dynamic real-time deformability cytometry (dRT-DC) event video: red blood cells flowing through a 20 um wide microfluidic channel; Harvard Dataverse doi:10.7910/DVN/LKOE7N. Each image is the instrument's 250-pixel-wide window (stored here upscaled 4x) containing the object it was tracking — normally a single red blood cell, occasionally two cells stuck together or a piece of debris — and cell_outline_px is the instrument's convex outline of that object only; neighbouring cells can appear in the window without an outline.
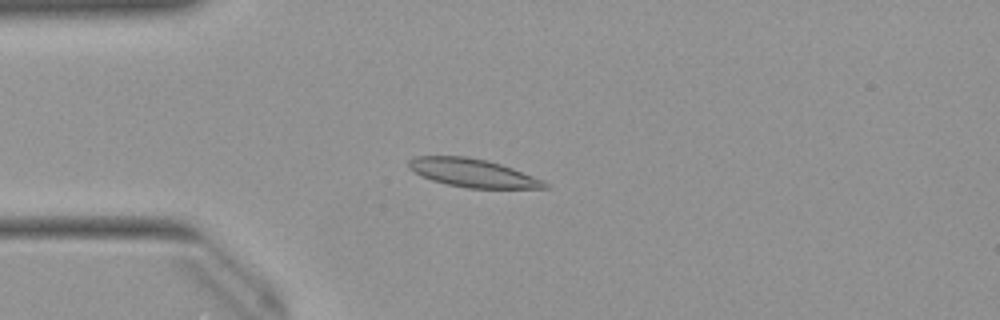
{"species": "Egyptian fruit bat (a non-hibernating species)", "species_latin": "Rousettus aegyptiacus", "temperature_condition": "warm", "stored_images_in_passage": 43, "camera_frame_rate_fps": 3000, "um_per_image_px": 0.085, "animal": {"sex": "female"}, "frame": {"image": 1, "passage_image": 5, "time_ms": 1.333, "image_size_px": [1000, 320], "cell_outline_px": [[548, 188], [468, 188], [448, 184], [432, 180], [420, 176], [408, 168], [408, 160], [416, 156], [464, 156], [488, 160], [512, 168], [544, 180], [548, 184]], "centroid_in_image_um": [40.16, 14.69], "position_along_channel_um": 44.8, "area_um2": 22.37}}
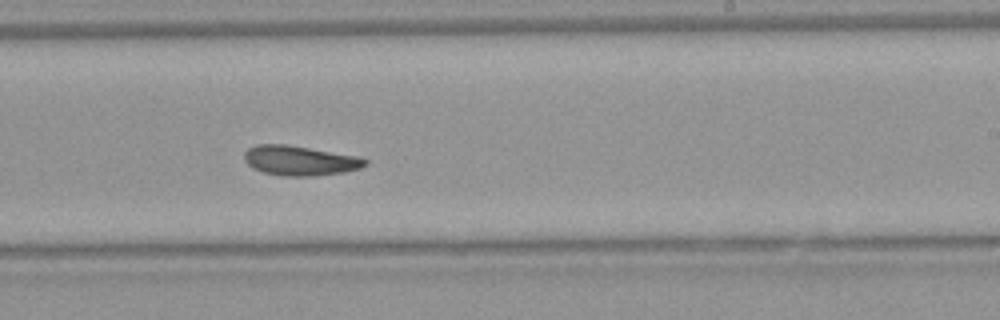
{"frame": {"image": 2, "passage_image": 23, "time_ms": 7.333, "image_size_px": [1000, 320], "cell_outline_px": [[368, 164], [360, 168], [344, 172], [312, 176], [280, 176], [264, 172], [252, 168], [244, 160], [244, 152], [248, 148], [256, 144], [284, 144], [360, 156], [368, 160]], "centroid_in_image_um": [25.49, 13.65], "position_along_channel_um": 263.5, "area_um2": 21.1}}
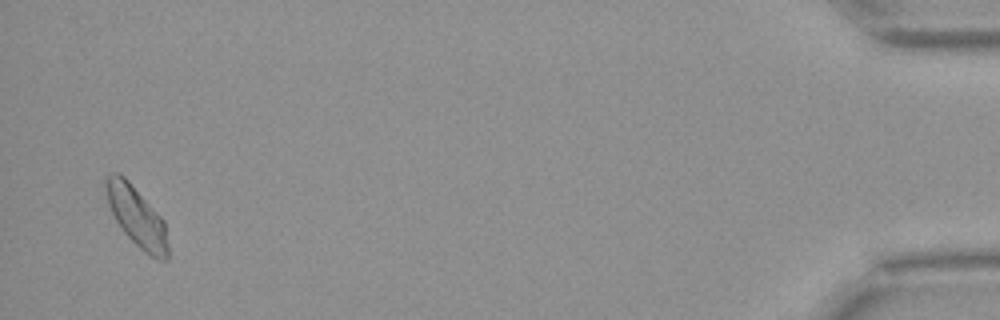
{"frame": {"image": 3, "passage_image": 42, "time_ms": 13.667, "image_size_px": [1000, 320], "cell_outline_px": [[168, 260], [156, 260], [144, 252], [124, 232], [116, 220], [108, 204], [104, 192], [104, 176], [112, 172], [120, 172], [128, 180], [164, 220], [168, 244]], "centroid_in_image_um": [11.59, 18.38], "position_along_channel_um": 423.6, "area_um2": 21.85}, "authors_computed_cell_mechanics": {"area_um2": 20.8658, "velocity_mm_per_s": 3.9475, "shape_relaxation_time_tau1_ms": 6.5335, "shape_relaxation_time_tau2_ms": 5.5335, "deformation_change_tau1": 0.1338, "deformation_change_tau2": 0.1246}}